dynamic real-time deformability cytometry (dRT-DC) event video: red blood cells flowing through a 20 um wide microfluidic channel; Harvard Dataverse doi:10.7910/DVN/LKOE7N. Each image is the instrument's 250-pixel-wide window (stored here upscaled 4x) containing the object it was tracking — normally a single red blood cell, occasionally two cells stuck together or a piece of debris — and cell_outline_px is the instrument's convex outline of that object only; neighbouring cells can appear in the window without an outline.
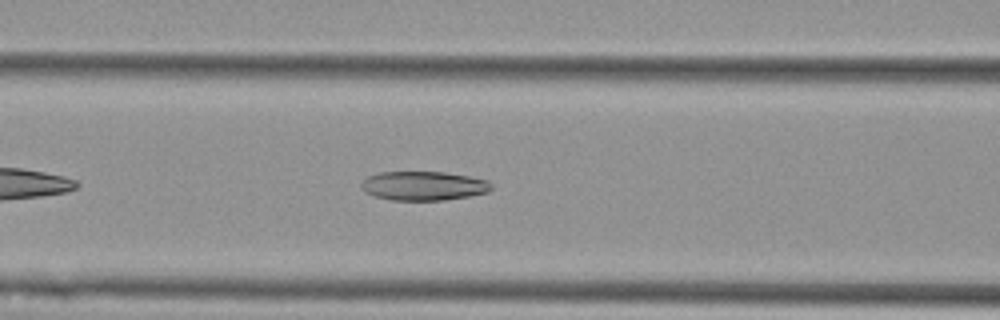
{"species": "Egyptian fruit bat (a non-hibernating species)", "species_latin": "Rousettus aegyptiacus", "temperature_condition": "cold", "stored_images_in_passage": 41, "camera_frame_rate_fps": 3000, "um_per_image_px": 0.085, "animal": {"sex": "female"}, "frame": {"image": 1, "passage_image": 10, "time_ms": 3.0, "image_size_px": [1000, 320], "cell_outline_px": [[492, 188], [488, 192], [468, 196], [444, 200], [392, 200], [376, 196], [364, 192], [360, 188], [360, 184], [368, 176], [380, 172], [444, 172], [468, 176], [488, 180]], "centroid_in_image_um": [35.98, 15.79], "position_along_channel_um": 130.6, "area_um2": 21.96}}
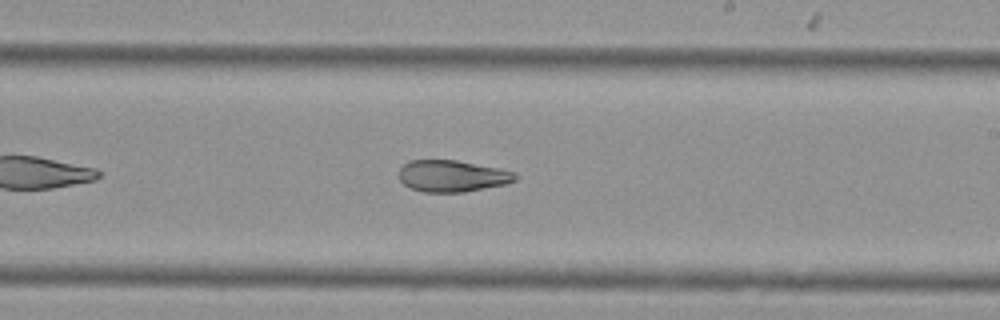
{"frame": {"image": 2, "passage_image": 20, "time_ms": 6.333, "image_size_px": [1000, 320], "cell_outline_px": [[520, 176], [516, 180], [504, 184], [464, 192], [424, 192], [412, 188], [404, 184], [400, 180], [400, 168], [408, 160], [456, 160], [500, 168], [516, 172]], "centroid_in_image_um": [38.47, 14.95], "position_along_channel_um": 250.5, "area_um2": 21.44}}
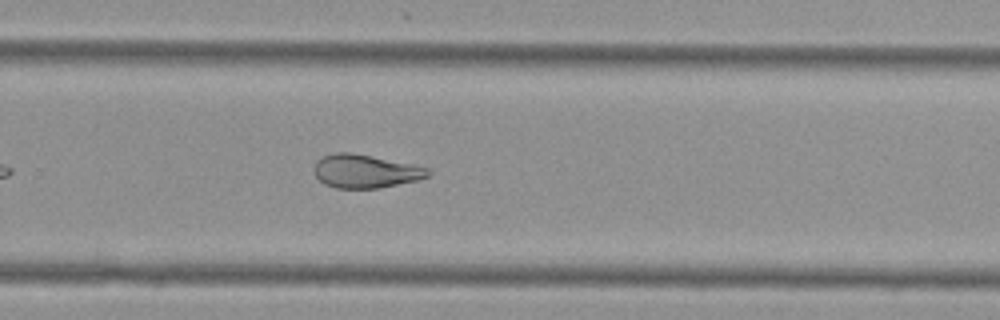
{"frame": {"image": 3, "passage_image": 24, "time_ms": 7.667, "image_size_px": [1000, 320], "cell_outline_px": [[432, 172], [428, 176], [416, 180], [380, 188], [336, 188], [324, 184], [316, 176], [316, 160], [332, 152], [348, 152], [428, 168]], "centroid_in_image_um": [31.03, 14.57], "position_along_channel_um": 298.8, "area_um2": 21.62}}